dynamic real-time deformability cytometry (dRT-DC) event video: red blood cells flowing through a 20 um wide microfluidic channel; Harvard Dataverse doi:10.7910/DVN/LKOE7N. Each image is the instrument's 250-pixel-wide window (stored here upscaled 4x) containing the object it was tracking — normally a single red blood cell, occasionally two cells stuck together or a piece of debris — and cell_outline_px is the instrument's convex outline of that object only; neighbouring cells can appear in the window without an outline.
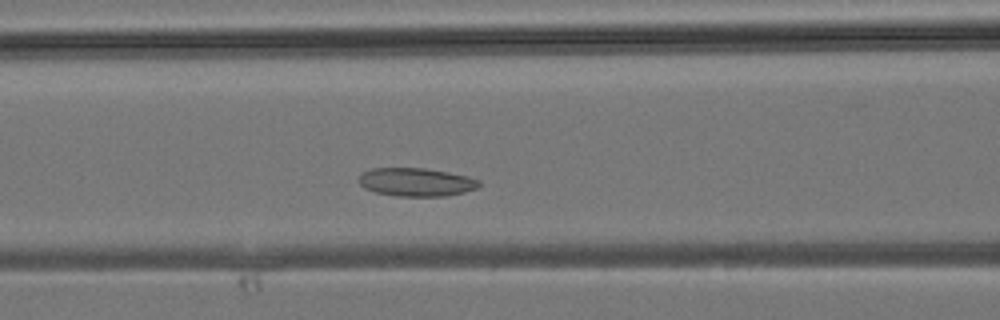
{"species": "common noctule bat (a hibernating species)", "species_latin": "Nyctalus noctula", "temperature_condition": "room temperature", "stored_images_in_passage": 24, "camera_frame_rate_fps": 3000, "um_per_image_px": 0.085, "animal": {"sex": "male", "body_mass_g": 19.2, "forearm_length_mm": 51.8}, "frame": {"image": 1, "passage_image": 9, "time_ms": 2.667, "image_size_px": [1000, 320], "cell_outline_px": [[480, 184], [476, 188], [464, 192], [444, 196], [396, 196], [376, 192], [364, 188], [360, 184], [360, 176], [364, 172], [372, 168], [424, 168], [448, 172], [468, 176], [480, 180]], "centroid_in_image_um": [35.39, 15.47], "position_along_channel_um": 131.2, "area_um2": 19.71}}
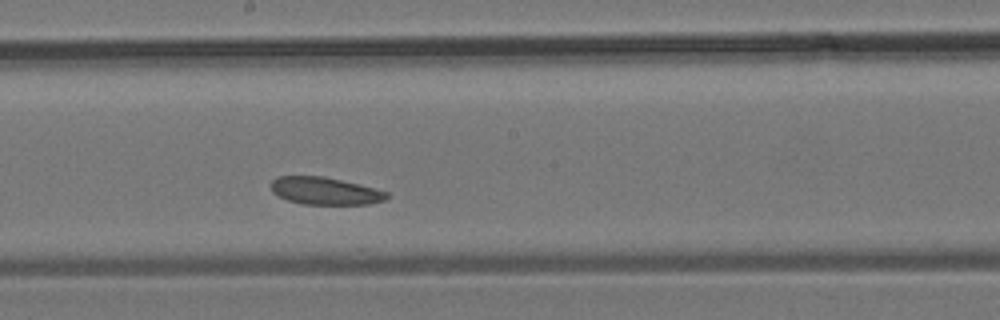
{"frame": {"image": 2, "passage_image": 14, "time_ms": 4.333, "image_size_px": [1000, 320], "cell_outline_px": [[388, 196], [384, 200], [368, 204], [304, 204], [288, 200], [272, 192], [272, 180], [276, 176], [324, 176], [376, 188], [388, 192]], "centroid_in_image_um": [27.63, 16.22], "position_along_channel_um": 220.6, "area_um2": 18.38}}
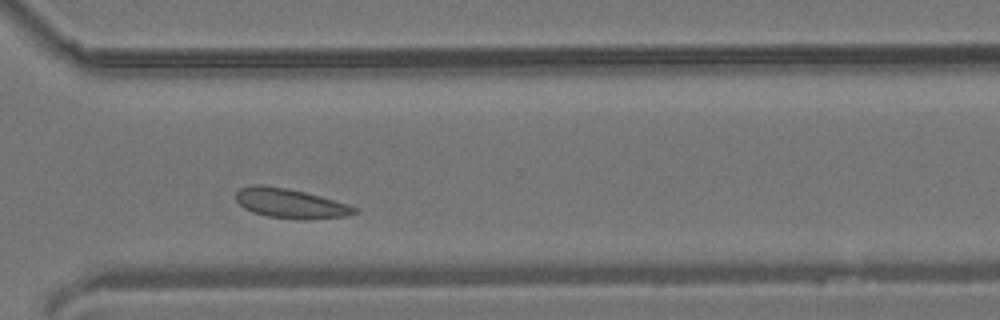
{"frame": {"image": 3, "passage_image": 21, "time_ms": 6.667, "image_size_px": [1000, 320], "cell_outline_px": [[360, 208], [356, 212], [348, 216], [304, 220], [296, 220], [268, 216], [252, 212], [244, 208], [236, 200], [236, 192], [240, 188], [252, 184], [260, 184], [288, 188], [320, 196], [348, 204]], "centroid_in_image_um": [24.69, 17.29], "position_along_channel_um": 345.9, "area_um2": 20.63}}